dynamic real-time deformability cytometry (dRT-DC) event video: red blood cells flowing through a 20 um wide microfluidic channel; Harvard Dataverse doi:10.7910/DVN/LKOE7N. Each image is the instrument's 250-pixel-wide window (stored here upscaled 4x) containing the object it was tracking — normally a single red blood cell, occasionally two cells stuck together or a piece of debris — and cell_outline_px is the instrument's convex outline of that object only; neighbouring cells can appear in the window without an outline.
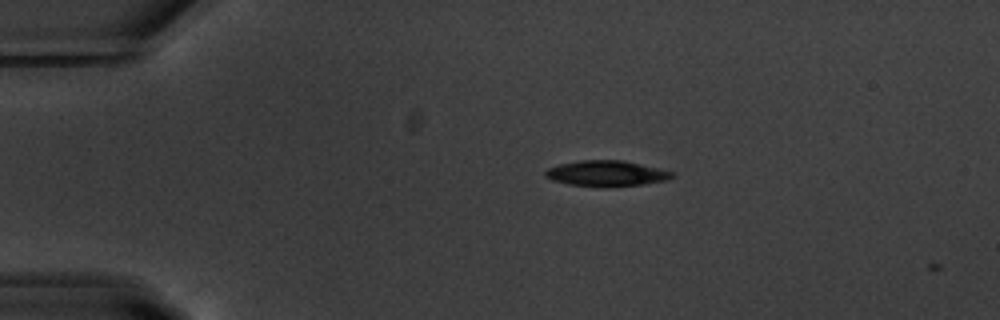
{"species": "common noctule bat (a hibernating species)", "species_latin": "Nyctalus noctula", "temperature_condition": "warm", "stored_images_in_passage": 3, "camera_frame_rate_fps": 3000, "um_per_image_px": 0.085, "animal": {"sex": "male", "body_mass_g": 20.1, "forearm_length_mm": 53.5}, "frame": {"image": 1, "passage_image": 2, "time_ms": 0.333, "image_size_px": [1000, 320], "cell_outline_px": [[676, 176], [664, 180], [640, 184], [612, 188], [600, 188], [568, 184], [552, 180], [544, 176], [544, 172], [548, 168], [560, 164], [580, 160], [624, 160], [676, 172]], "centroid_in_image_um": [51.55, 14.75], "position_along_channel_um": 33.5, "area_um2": 19.31}}